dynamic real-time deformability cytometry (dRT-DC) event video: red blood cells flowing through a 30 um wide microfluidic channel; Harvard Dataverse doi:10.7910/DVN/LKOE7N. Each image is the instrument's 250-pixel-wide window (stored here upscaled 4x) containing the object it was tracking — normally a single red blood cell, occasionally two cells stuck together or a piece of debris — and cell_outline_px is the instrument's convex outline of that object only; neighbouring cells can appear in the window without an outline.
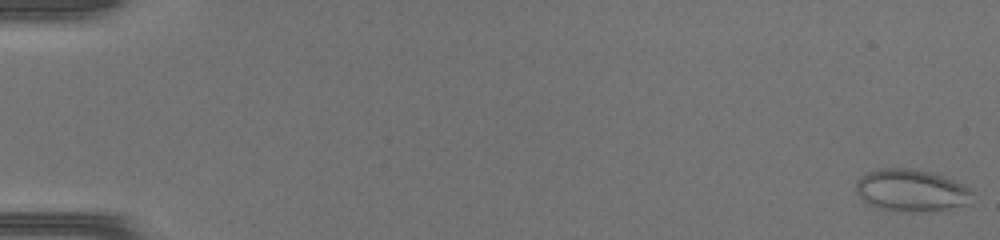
{"species": "common noctule bat (a hibernating species)", "species_latin": "Nyctalus noctula", "temperature_condition": "warm", "stored_images_in_passage": 46, "camera_frame_rate_fps": 3000, "um_per_image_px": 0.085, "animal": {"sex": "female", "body_mass_g": 17.0, "forearm_length_mm": 48.0}, "frame": {"image": 1, "passage_image": 1, "time_ms": 0.0, "image_size_px": [1000, 240], "cell_outline_px": [[972, 204], [948, 208], [912, 212], [896, 212], [880, 208], [868, 204], [856, 192], [856, 180], [860, 176], [868, 172], [880, 168], [908, 168], [928, 172], [944, 176], [972, 188]], "centroid_in_image_um": [77.47, 16.19], "position_along_channel_um": 7.5, "area_um2": 28.73}}
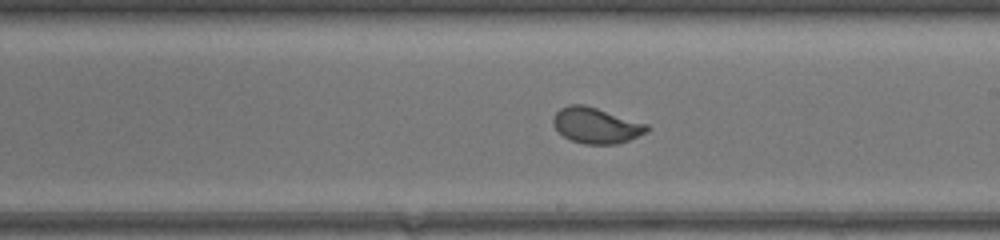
{"frame": {"image": 2, "passage_image": 29, "time_ms": 9.333, "image_size_px": [1000, 240], "cell_outline_px": [[652, 128], [648, 132], [628, 140], [616, 144], [584, 144], [572, 140], [564, 136], [552, 124], [552, 120], [556, 112], [560, 108], [568, 104], [584, 104], [648, 124]], "centroid_in_image_um": [50.68, 10.65], "position_along_channel_um": 238.3, "area_um2": 19.54}}
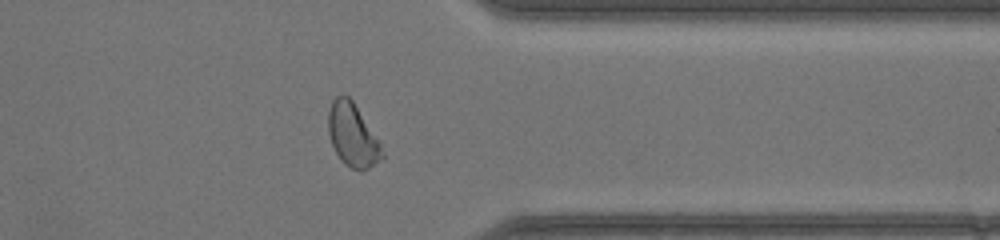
{"frame": {"image": 3, "passage_image": 39, "time_ms": 12.667, "image_size_px": [1000, 240], "cell_outline_px": [[384, 156], [368, 168], [352, 168], [344, 164], [336, 152], [332, 144], [328, 132], [328, 112], [332, 100], [336, 96], [348, 96], [352, 100], [380, 144], [384, 152]], "centroid_in_image_um": [29.94, 11.47], "position_along_channel_um": 381.5, "area_um2": 19.13}}